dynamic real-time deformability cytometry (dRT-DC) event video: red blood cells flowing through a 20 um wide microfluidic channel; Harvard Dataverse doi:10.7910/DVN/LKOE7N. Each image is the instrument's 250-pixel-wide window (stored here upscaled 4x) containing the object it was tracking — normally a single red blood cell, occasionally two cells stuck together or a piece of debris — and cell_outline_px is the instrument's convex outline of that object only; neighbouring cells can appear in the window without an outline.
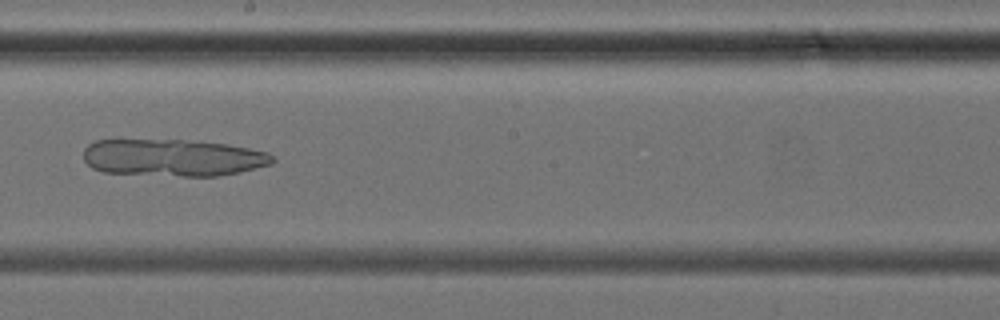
{"species": "common noctule bat (a hibernating species)", "species_latin": "Nyctalus noctula", "temperature_condition": "cold", "stored_images_in_passage": 38, "camera_frame_rate_fps": 3000, "um_per_image_px": 0.085, "animal": {"sex": "female", "body_mass_g": 24.6, "forearm_length_mm": 56.2}, "frame": {"image": 1, "passage_image": 22, "time_ms": 7.0, "image_size_px": [1000, 320], "cell_outline_px": [[276, 160], [272, 164], [240, 172], [216, 176], [180, 176], [104, 172], [92, 168], [84, 160], [84, 148], [88, 144], [96, 140], [184, 140], [228, 144], [268, 152], [276, 156]], "centroid_in_image_um": [14.73, 13.4], "position_along_channel_um": 233.5, "area_um2": 40.98}}